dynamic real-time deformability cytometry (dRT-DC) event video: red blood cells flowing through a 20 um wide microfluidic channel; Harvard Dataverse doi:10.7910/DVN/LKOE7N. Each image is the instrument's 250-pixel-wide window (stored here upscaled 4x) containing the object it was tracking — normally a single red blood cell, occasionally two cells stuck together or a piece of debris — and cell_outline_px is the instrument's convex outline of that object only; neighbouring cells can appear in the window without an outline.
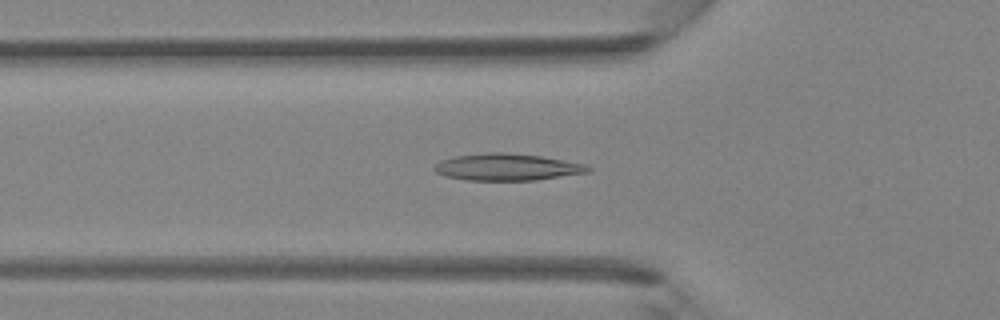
{"species": "Egyptian fruit bat (a non-hibernating species)", "species_latin": "Rousettus aegyptiacus", "temperature_condition": "room temperature", "stored_images_in_passage": 41, "camera_frame_rate_fps": 3000, "um_per_image_px": 0.085, "animal": {"sex": "female"}, "frame": {"image": 1, "passage_image": 14, "time_ms": 4.333, "image_size_px": [1000, 320], "cell_outline_px": [[592, 168], [588, 172], [536, 180], [464, 180], [444, 176], [436, 172], [432, 168], [440, 160], [456, 156], [488, 152], [504, 152], [540, 156], [584, 164]], "centroid_in_image_um": [43.05, 14.2], "position_along_channel_um": 82.8, "area_um2": 23.93}}
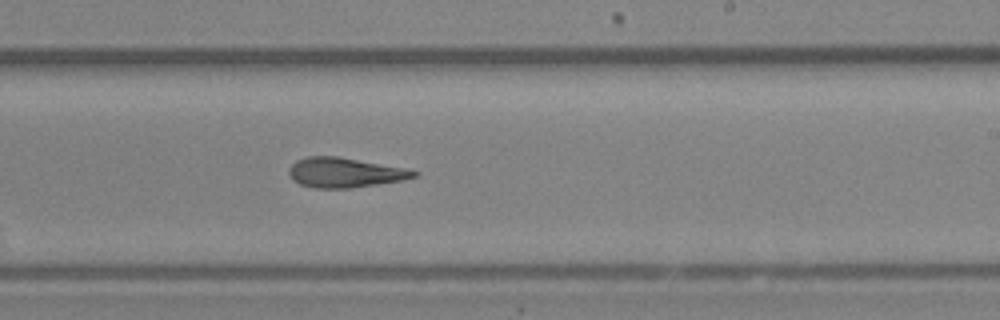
{"frame": {"image": 2, "passage_image": 25, "time_ms": 8.0, "image_size_px": [1000, 320], "cell_outline_px": [[420, 172], [416, 176], [404, 180], [348, 188], [312, 188], [300, 184], [292, 180], [288, 172], [292, 164], [296, 160], [308, 156], [336, 156], [404, 168]], "centroid_in_image_um": [29.27, 14.67], "position_along_channel_um": 259.7, "area_um2": 21.5}}
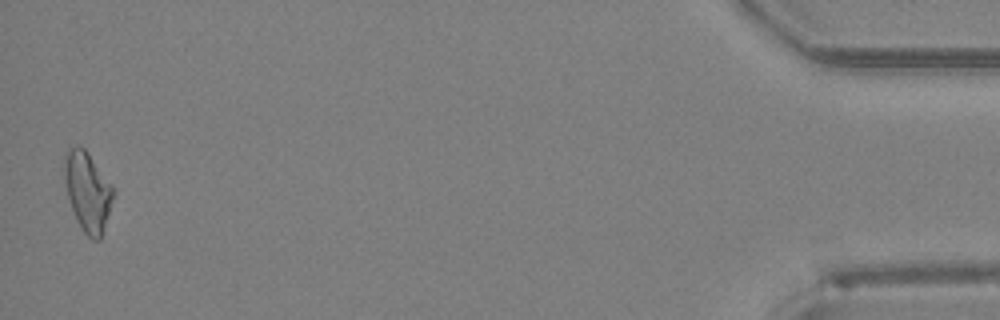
{"frame": {"image": 3, "passage_image": 41, "time_ms": 13.333, "image_size_px": [1000, 320], "cell_outline_px": [[116, 192], [100, 240], [92, 240], [80, 228], [76, 220], [68, 200], [64, 180], [64, 156], [68, 148], [76, 144], [84, 148], [88, 152], [112, 184]], "centroid_in_image_um": [7.45, 16.26], "position_along_channel_um": 427.8, "area_um2": 23.06}}